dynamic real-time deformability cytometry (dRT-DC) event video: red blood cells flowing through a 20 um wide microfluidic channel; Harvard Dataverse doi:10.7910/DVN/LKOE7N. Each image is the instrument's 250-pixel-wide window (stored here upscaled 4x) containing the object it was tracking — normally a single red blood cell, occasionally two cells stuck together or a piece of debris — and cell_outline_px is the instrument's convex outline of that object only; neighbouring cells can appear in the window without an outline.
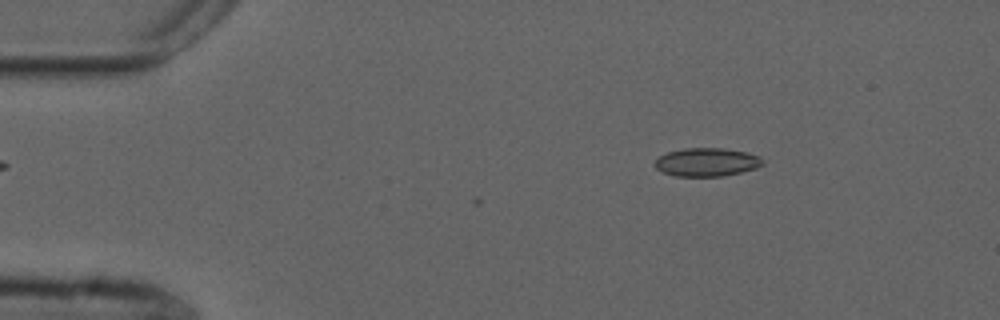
{"species": "common noctule bat (a hibernating species)", "species_latin": "Nyctalus noctula", "temperature_condition": "cold", "stored_images_in_passage": 4, "camera_frame_rate_fps": 3000, "um_per_image_px": 0.085, "animal": {"sex": "male", "forearm_length_mm": 52.5}, "frame": {"image": 1, "passage_image": 4, "time_ms": 1.0, "image_size_px": [1000, 320], "cell_outline_px": [[764, 164], [756, 168], [740, 172], [720, 176], [676, 176], [664, 172], [656, 168], [656, 160], [660, 156], [668, 152], [684, 148], [720, 148], [748, 152], [760, 156], [764, 160]], "centroid_in_image_um": [60.12, 13.77], "position_along_channel_um": 24.9, "area_um2": 17.69}}